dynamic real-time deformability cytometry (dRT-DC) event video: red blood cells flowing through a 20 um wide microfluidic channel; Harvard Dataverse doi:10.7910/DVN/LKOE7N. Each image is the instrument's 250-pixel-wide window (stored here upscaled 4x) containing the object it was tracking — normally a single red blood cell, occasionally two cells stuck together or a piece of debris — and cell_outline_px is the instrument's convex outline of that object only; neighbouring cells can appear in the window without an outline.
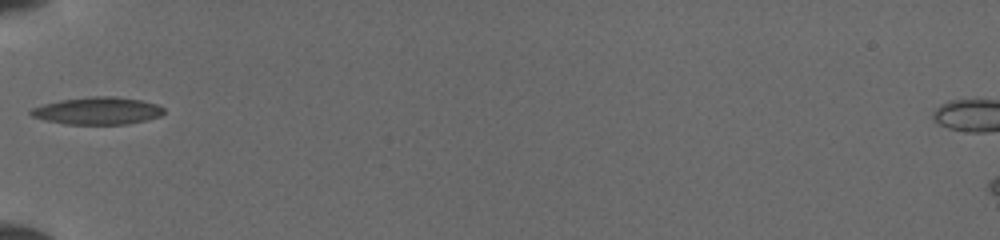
{"species": "common noctule bat (a hibernating species)", "species_latin": "Nyctalus noctula", "temperature_condition": "cold", "stored_images_in_passage": 32, "camera_frame_rate_fps": 3000, "um_per_image_px": 0.085, "animal": {"sex": "female", "body_mass_g": 19.5, "forearm_length_mm": 54.1}, "frame": {"image": 1, "passage_image": 1, "time_ms": 0.0, "image_size_px": [1000, 240], "cell_outline_px": [[164, 112], [160, 116], [148, 120], [128, 124], [64, 124], [44, 120], [32, 116], [28, 112], [32, 108], [44, 104], [60, 100], [88, 96], [116, 96], [140, 100], [156, 104], [164, 108]], "centroid_in_image_um": [8.29, 9.42], "position_along_channel_um": 76.7, "area_um2": 21.33}}
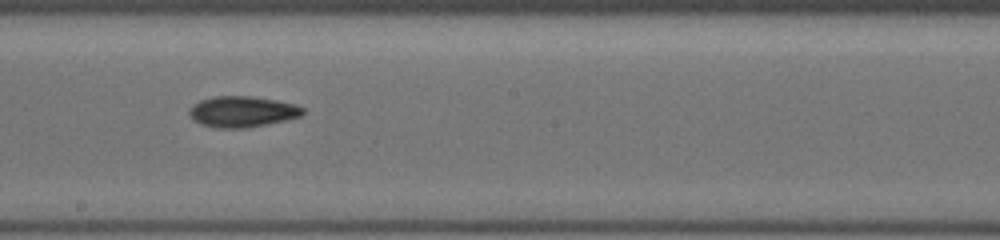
{"frame": {"image": 2, "passage_image": 13, "time_ms": 3.667, "image_size_px": [1000, 240], "cell_outline_px": [[304, 112], [300, 116], [284, 120], [248, 128], [216, 128], [200, 124], [192, 120], [188, 116], [188, 108], [200, 100], [216, 96], [252, 96], [276, 100], [296, 104], [304, 108]], "centroid_in_image_um": [20.54, 9.49], "position_along_channel_um": 227.7, "area_um2": 20.63}}
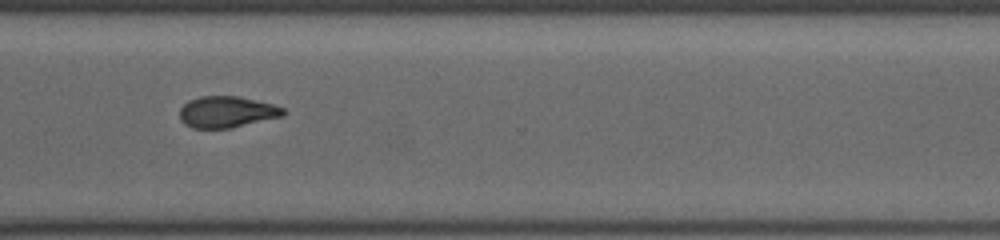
{"frame": {"image": 3, "passage_image": 23, "time_ms": 6.667, "image_size_px": [1000, 240], "cell_outline_px": [[288, 112], [284, 116], [228, 128], [192, 128], [184, 124], [180, 120], [180, 108], [188, 100], [200, 96], [236, 96], [272, 104], [284, 108]], "centroid_in_image_um": [19.27, 9.51], "position_along_channel_um": 351.3, "area_um2": 18.9}}